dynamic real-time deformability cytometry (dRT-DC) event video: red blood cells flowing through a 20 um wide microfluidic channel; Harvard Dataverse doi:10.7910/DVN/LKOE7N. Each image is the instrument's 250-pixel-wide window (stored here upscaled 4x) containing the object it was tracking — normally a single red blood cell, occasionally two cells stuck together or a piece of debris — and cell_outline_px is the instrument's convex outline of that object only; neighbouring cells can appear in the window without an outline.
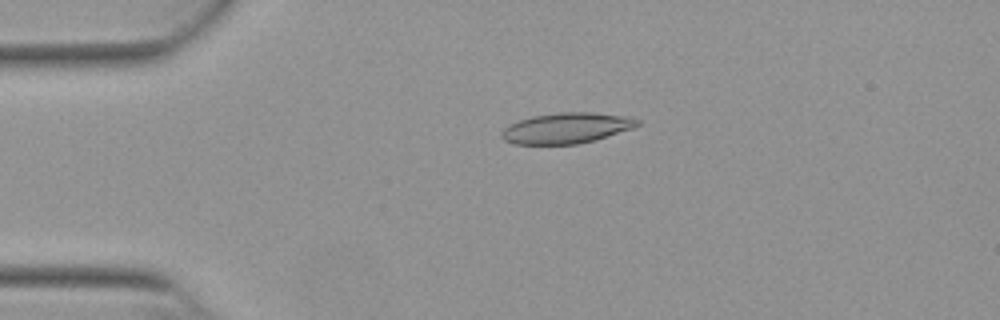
{"species": "Egyptian fruit bat (a non-hibernating species)", "species_latin": "Rousettus aegyptiacus", "temperature_condition": "warm", "stored_images_in_passage": 26, "camera_frame_rate_fps": 3000, "um_per_image_px": 0.085, "animal": {"sex": "female"}, "frame": {"image": 1, "passage_image": 12, "time_ms": 3.667, "image_size_px": [1000, 320], "cell_outline_px": [[640, 124], [632, 128], [596, 140], [576, 144], [516, 144], [504, 140], [500, 136], [500, 132], [504, 128], [520, 120], [532, 116], [560, 112], [592, 112], [628, 116], [640, 120]], "centroid_in_image_um": [48.16, 10.88], "position_along_channel_um": 36.8, "area_um2": 24.22}}
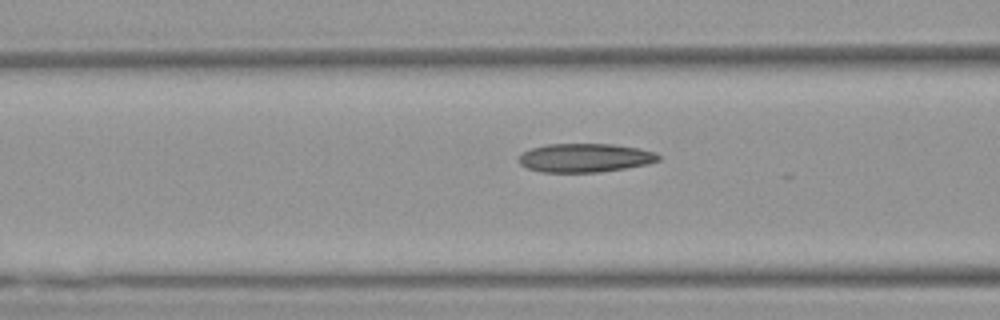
{"frame": {"image": 2, "passage_image": 21, "time_ms": 6.667, "image_size_px": [1000, 320], "cell_outline_px": [[660, 160], [648, 164], [600, 172], [540, 172], [528, 168], [520, 164], [516, 160], [520, 152], [532, 148], [548, 144], [612, 144], [640, 148], [656, 152], [660, 156]], "centroid_in_image_um": [49.7, 13.41], "position_along_channel_um": 116.9, "area_um2": 23.58}}
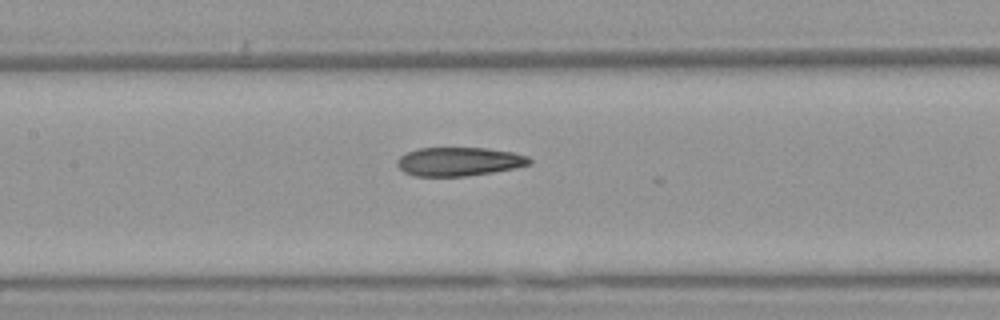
{"frame": {"image": 3, "passage_image": 25, "time_ms": 8.0, "image_size_px": [1000, 320], "cell_outline_px": [[532, 164], [516, 168], [492, 172], [464, 176], [412, 176], [404, 172], [396, 164], [396, 160], [400, 156], [408, 152], [420, 148], [488, 148], [512, 152], [528, 156], [532, 160]], "centroid_in_image_um": [39.03, 13.73], "position_along_channel_um": 168.4, "area_um2": 22.2}}